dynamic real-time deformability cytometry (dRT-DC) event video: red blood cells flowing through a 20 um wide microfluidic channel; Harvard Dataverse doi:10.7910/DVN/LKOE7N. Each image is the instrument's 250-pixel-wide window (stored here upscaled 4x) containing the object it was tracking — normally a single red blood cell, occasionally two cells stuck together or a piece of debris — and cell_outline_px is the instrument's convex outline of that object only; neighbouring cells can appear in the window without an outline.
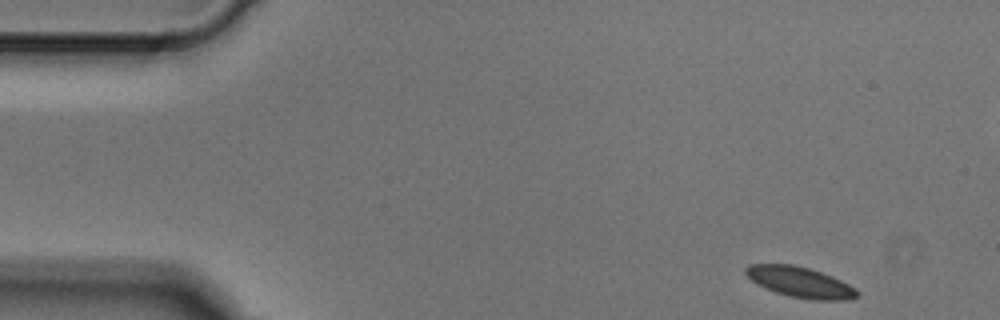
{"species": "Egyptian fruit bat (a non-hibernating species)", "species_latin": "Rousettus aegyptiacus", "temperature_condition": "cold", "stored_images_in_passage": 5, "camera_frame_rate_fps": 3000, "um_per_image_px": 0.085, "animal": {"sex": "male"}, "frame": {"image": 1, "passage_image": 1, "time_ms": 0.0, "image_size_px": [1000, 320], "cell_outline_px": [[860, 292], [856, 296], [848, 300], [812, 300], [788, 296], [776, 292], [756, 284], [744, 272], [744, 268], [748, 264], [792, 264], [808, 268], [832, 276], [856, 288]], "centroid_in_image_um": [68.0, 23.98], "position_along_channel_um": 17.0, "area_um2": 19.83}}